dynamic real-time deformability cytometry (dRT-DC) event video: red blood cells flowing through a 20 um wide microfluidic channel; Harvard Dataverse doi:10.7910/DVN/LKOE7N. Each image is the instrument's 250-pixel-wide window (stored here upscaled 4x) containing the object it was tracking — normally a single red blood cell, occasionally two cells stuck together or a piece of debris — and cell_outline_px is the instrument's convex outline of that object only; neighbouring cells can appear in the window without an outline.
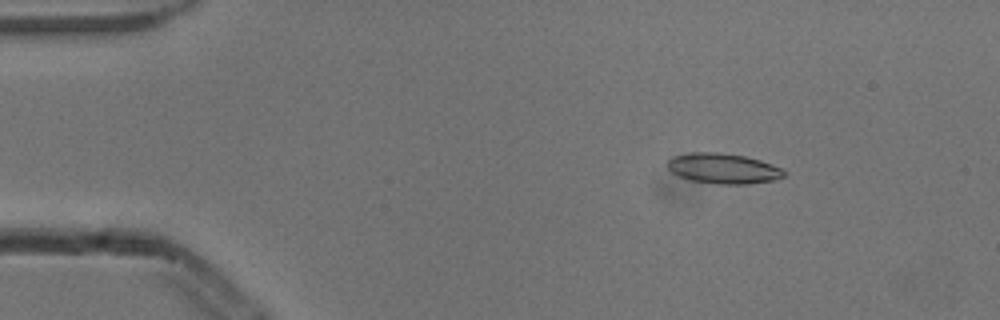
{"species": "common noctule bat (a hibernating species)", "species_latin": "Nyctalus noctula", "temperature_condition": "cold", "stored_images_in_passage": 6, "camera_frame_rate_fps": 3000, "um_per_image_px": 0.085, "animal": {"sex": "male", "body_mass_g": 13.3}, "frame": {"image": 1, "passage_image": 3, "time_ms": 0.667, "image_size_px": [1000, 320], "cell_outline_px": [[788, 172], [784, 176], [776, 180], [744, 184], [720, 184], [692, 180], [680, 176], [672, 172], [668, 168], [668, 160], [672, 156], [692, 152], [720, 152], [744, 156], [760, 160], [772, 164]], "centroid_in_image_um": [61.5, 14.31], "position_along_channel_um": 23.5, "area_um2": 20.52}}